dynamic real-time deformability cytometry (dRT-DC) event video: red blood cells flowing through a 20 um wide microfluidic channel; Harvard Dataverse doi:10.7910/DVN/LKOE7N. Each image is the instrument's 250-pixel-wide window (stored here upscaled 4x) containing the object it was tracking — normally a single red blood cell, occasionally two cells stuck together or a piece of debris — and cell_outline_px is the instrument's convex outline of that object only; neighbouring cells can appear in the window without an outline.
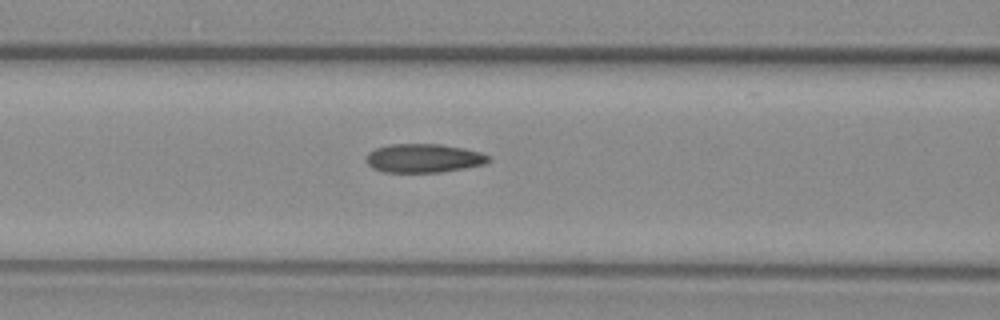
{"species": "common noctule bat (a hibernating species)", "species_latin": "Nyctalus noctula", "temperature_condition": "warm", "stored_images_in_passage": 17, "camera_frame_rate_fps": 3000, "um_per_image_px": 0.085, "animal": {"sex": "female", "body_mass_g": 29.2, "forearm_length_mm": 56.3}, "frame": {"image": 1, "passage_image": 12, "time_ms": 3.667, "image_size_px": [1000, 320], "cell_outline_px": [[492, 160], [484, 164], [444, 172], [384, 172], [372, 168], [368, 164], [368, 152], [376, 148], [392, 144], [440, 144], [464, 148], [480, 152], [488, 156]], "centroid_in_image_um": [36.03, 13.45], "position_along_channel_um": 130.6, "area_um2": 20.4}}
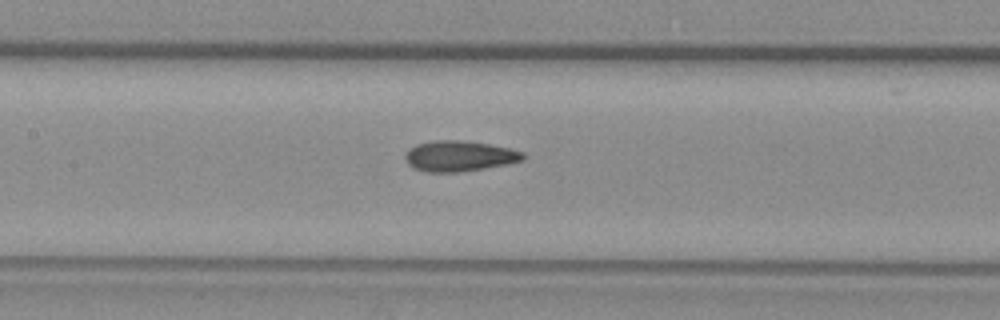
{"frame": {"image": 2, "passage_image": 15, "time_ms": 4.667, "image_size_px": [1000, 320], "cell_outline_px": [[524, 160], [508, 164], [460, 172], [428, 172], [412, 168], [408, 164], [404, 156], [408, 148], [416, 144], [432, 140], [460, 140], [488, 144], [508, 148], [524, 152]], "centroid_in_image_um": [39.0, 13.26], "position_along_channel_um": 168.4, "area_um2": 21.1}}